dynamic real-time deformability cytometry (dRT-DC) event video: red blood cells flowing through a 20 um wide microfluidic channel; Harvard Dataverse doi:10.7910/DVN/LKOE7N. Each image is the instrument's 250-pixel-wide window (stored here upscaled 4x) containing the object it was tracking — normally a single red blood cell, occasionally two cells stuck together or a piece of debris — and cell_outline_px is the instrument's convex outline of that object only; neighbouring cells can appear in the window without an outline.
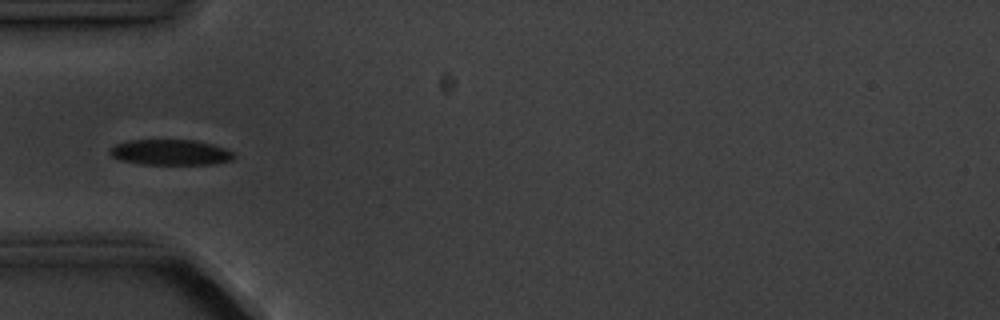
{"species": "common noctule bat (a hibernating species)", "species_latin": "Nyctalus noctula", "temperature_condition": "cold", "stored_images_in_passage": 7, "camera_frame_rate_fps": 3000, "um_per_image_px": 0.085, "animal": {"sex": "male", "body_mass_g": 20.1, "forearm_length_mm": 53.5}, "frame": {"image": 1, "passage_image": 5, "time_ms": 4.667, "image_size_px": [1000, 320], "cell_outline_px": [[236, 156], [232, 160], [212, 164], [140, 164], [120, 160], [112, 156], [108, 152], [108, 148], [116, 144], [128, 140], [196, 140], [212, 144], [224, 148], [232, 152]], "centroid_in_image_um": [14.46, 12.94], "position_along_channel_um": 70.5, "area_um2": 18.55}}
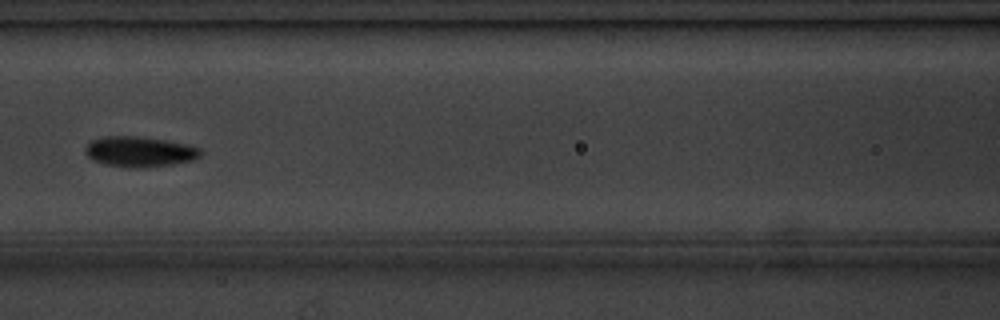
{"frame": {"image": 2, "passage_image": 7, "time_ms": 7.0, "image_size_px": [1000, 320], "cell_outline_px": [[204, 152], [196, 160], [172, 164], [136, 168], [132, 168], [104, 164], [92, 160], [84, 152], [84, 148], [92, 140], [104, 136], [136, 136], [168, 140], [188, 144], [200, 148]], "centroid_in_image_um": [11.89, 12.89], "position_along_channel_um": 154.7, "area_um2": 20.63}}